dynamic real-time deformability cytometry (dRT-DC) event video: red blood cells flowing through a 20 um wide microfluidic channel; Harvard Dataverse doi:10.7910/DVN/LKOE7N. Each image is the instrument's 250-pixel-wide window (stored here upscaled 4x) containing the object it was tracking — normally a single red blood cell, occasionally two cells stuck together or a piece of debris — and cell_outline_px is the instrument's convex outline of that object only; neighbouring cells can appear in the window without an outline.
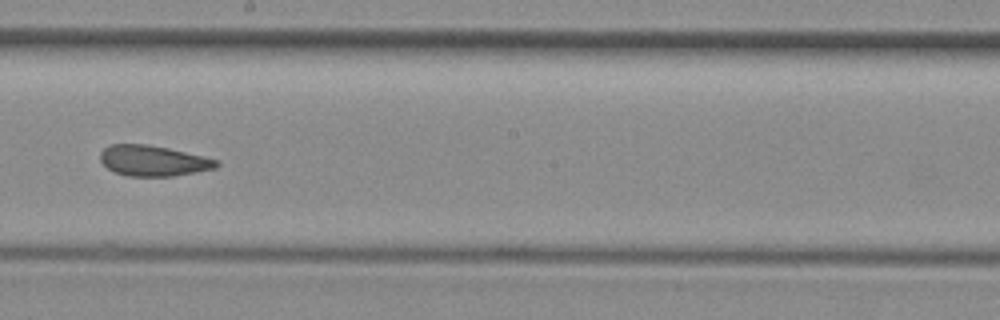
{"species": "common noctule bat (a hibernating species)", "species_latin": "Nyctalus noctula", "temperature_condition": "room temperature", "stored_images_in_passage": 52, "camera_frame_rate_fps": 3000, "um_per_image_px": 0.085, "animal": {"sex": "female", "body_mass_g": 29.2, "forearm_length_mm": 56.3}, "frame": {"image": 1, "passage_image": 30, "time_ms": 9.667, "image_size_px": [1000, 320], "cell_outline_px": [[220, 164], [216, 168], [172, 176], [128, 176], [116, 172], [108, 168], [100, 160], [100, 152], [104, 148], [112, 144], [144, 144], [168, 148], [204, 156], [216, 160]], "centroid_in_image_um": [13.01, 13.66], "position_along_channel_um": 235.2, "area_um2": 20.52}, "authors_computed_cell_mechanics": {"area_um2": 22.1085, "velocity_mm_per_s": 4.0793, "shape_relaxation_time_tau1_ms": null, "shape_relaxation_time_tau2_ms": 2.6545, "deformation_change_tau1": null, "deformation_change_tau2": 0.1096}}